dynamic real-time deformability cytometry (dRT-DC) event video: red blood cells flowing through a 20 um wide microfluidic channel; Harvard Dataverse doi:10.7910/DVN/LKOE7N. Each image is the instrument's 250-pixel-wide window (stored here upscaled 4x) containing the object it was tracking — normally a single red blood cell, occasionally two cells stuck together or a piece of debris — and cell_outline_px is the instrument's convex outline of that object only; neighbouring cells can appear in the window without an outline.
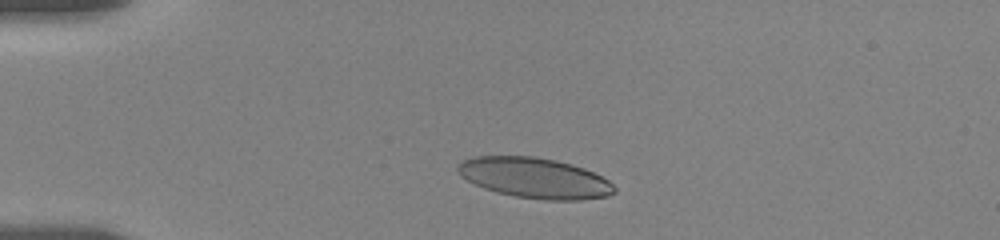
{"species": "human", "species_latin": "Homo sapiens", "temperature_condition": "room temperature", "stored_images_in_passage": 12, "camera_frame_rate_fps": 3000, "um_per_image_px": 0.085, "donor": {"sex": "female"}, "frame": {"image": 1, "passage_image": 6, "time_ms": 2.0, "image_size_px": [1000, 240], "cell_outline_px": [[616, 192], [608, 196], [580, 200], [544, 200], [516, 196], [496, 192], [484, 188], [460, 176], [456, 168], [464, 160], [476, 156], [532, 156], [556, 160], [572, 164], [584, 168], [608, 180], [616, 188]], "centroid_in_image_um": [45.46, 15.13], "position_along_channel_um": 39.5, "area_um2": 36.76}}
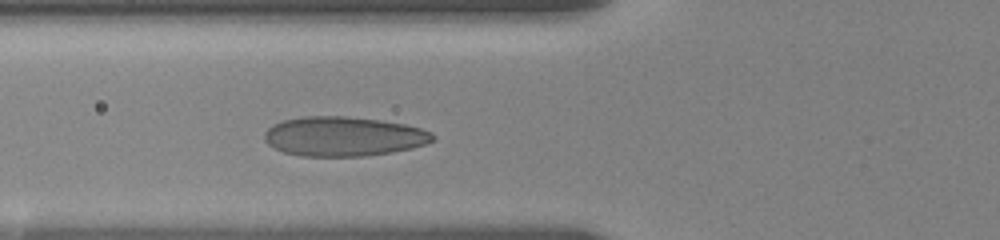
{"frame": {"image": 2, "passage_image": 12, "time_ms": 4.667, "image_size_px": [1000, 240], "cell_outline_px": [[436, 140], [412, 148], [392, 152], [364, 156], [300, 156], [284, 152], [268, 144], [264, 140], [264, 132], [272, 124], [284, 120], [304, 116], [348, 116], [380, 120], [404, 124], [420, 128], [432, 132], [436, 136]], "centroid_in_image_um": [29.21, 11.59], "position_along_channel_um": 96.6, "area_um2": 38.9}}